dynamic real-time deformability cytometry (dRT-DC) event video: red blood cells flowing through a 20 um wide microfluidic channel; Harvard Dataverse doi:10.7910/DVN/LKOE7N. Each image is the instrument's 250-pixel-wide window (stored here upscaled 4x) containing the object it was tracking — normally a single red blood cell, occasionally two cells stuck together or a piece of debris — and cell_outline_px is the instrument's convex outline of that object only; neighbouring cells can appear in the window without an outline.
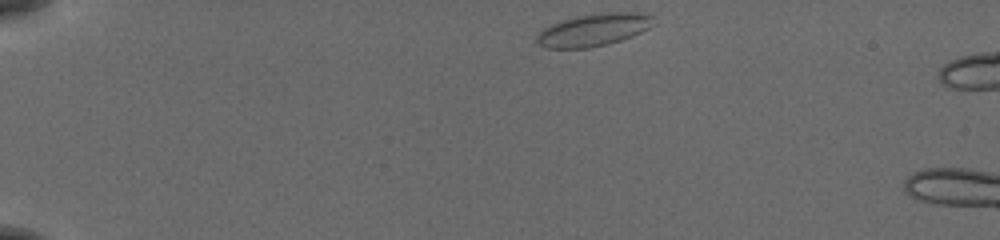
{"species": "common noctule bat (a hibernating species)", "species_latin": "Nyctalus noctula", "temperature_condition": "cold", "stored_images_in_passage": 8, "camera_frame_rate_fps": 3000, "um_per_image_px": 0.085, "animal": {"sex": "female", "body_mass_g": 19.5, "forearm_length_mm": 54.1}, "frame": {"image": 1, "passage_image": 1, "time_ms": 0.0, "image_size_px": [1000, 240], "cell_outline_px": [[652, 16], [648, 28], [632, 36], [608, 44], [588, 48], [548, 48], [540, 44], [536, 40], [536, 36], [544, 28], [560, 20], [576, 16], [608, 12], [632, 12]], "centroid_in_image_um": [50.39, 2.54], "position_along_channel_um": 34.6, "area_um2": 21.62}}